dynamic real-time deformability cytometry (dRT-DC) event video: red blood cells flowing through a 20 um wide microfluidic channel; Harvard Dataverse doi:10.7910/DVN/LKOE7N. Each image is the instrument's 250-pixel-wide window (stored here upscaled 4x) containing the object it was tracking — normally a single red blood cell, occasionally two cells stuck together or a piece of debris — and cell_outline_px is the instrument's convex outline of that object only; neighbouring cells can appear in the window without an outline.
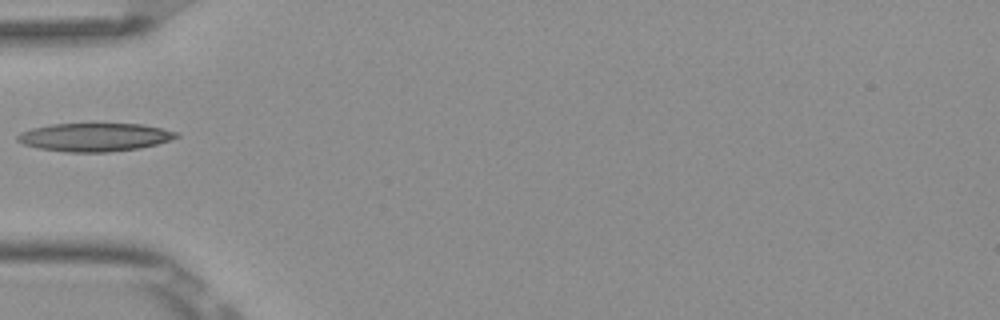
{"species": "Egyptian fruit bat (a non-hibernating species)", "species_latin": "Rousettus aegyptiacus", "temperature_condition": "room temperature", "stored_images_in_passage": 35, "camera_frame_rate_fps": 3000, "um_per_image_px": 0.085, "frame": {"image": 1, "passage_image": 1, "time_ms": 0.0, "image_size_px": [1000, 320], "cell_outline_px": [[180, 136], [156, 144], [140, 148], [108, 152], [64, 152], [40, 148], [24, 144], [16, 140], [16, 136], [20, 132], [32, 128], [52, 124], [144, 124], [180, 132]], "centroid_in_image_um": [8.06, 11.66], "position_along_channel_um": 76.9, "area_um2": 26.18}}
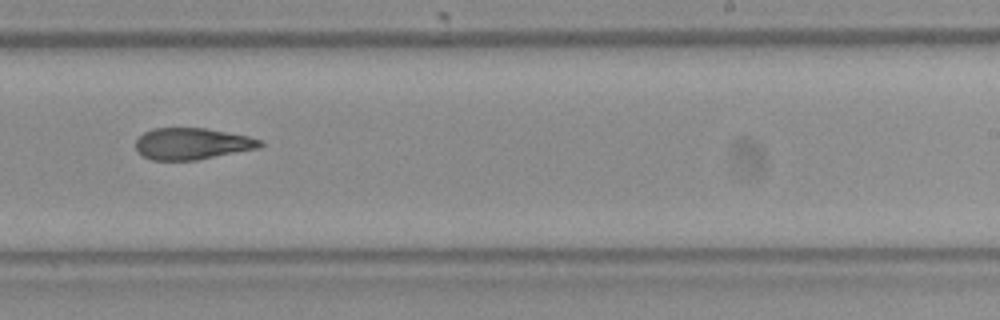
{"frame": {"image": 2, "passage_image": 16, "time_ms": 5.0, "image_size_px": [1000, 320], "cell_outline_px": [[264, 144], [260, 148], [196, 160], [152, 160], [136, 152], [136, 140], [144, 132], [152, 128], [204, 128], [248, 136], [264, 140]], "centroid_in_image_um": [16.34, 12.22], "position_along_channel_um": 272.7, "area_um2": 22.95}}
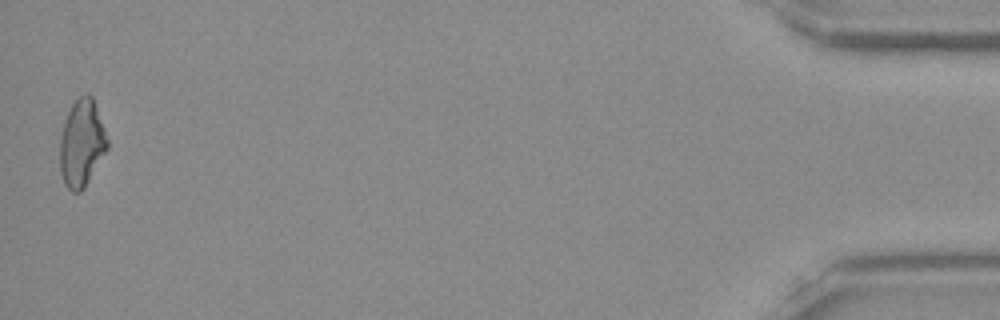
{"frame": {"image": 3, "passage_image": 35, "time_ms": 11.333, "image_size_px": [1000, 320], "cell_outline_px": [[108, 148], [84, 188], [80, 192], [72, 192], [64, 184], [60, 172], [60, 136], [64, 120], [72, 104], [84, 92], [88, 92], [92, 96], [108, 140]], "centroid_in_image_um": [6.93, 12.17], "position_along_channel_um": 428.3, "area_um2": 24.04}}